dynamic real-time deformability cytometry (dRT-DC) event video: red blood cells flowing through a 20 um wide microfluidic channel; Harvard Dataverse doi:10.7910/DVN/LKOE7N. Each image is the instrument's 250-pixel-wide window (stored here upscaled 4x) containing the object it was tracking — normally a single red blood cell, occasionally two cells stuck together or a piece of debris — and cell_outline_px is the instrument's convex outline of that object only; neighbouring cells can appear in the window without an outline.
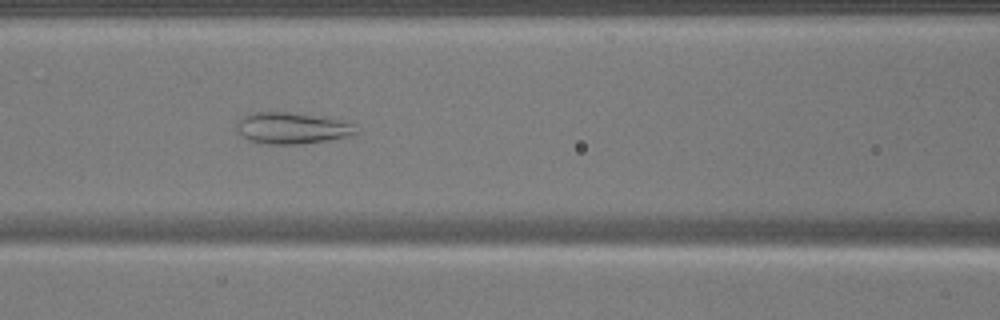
{"species": "common noctule bat (a hibernating species)", "species_latin": "Nyctalus noctula", "temperature_condition": "warm", "stored_images_in_passage": 46, "camera_frame_rate_fps": 3000, "um_per_image_px": 0.085, "animal": {"sex": "male", "body_mass_g": 17.9}, "frame": {"image": 1, "passage_image": 22, "time_ms": 7.0, "image_size_px": [1000, 320], "cell_outline_px": [[360, 132], [328, 140], [300, 144], [264, 144], [248, 140], [240, 136], [236, 132], [236, 124], [244, 116], [252, 112], [288, 112], [328, 116], [356, 124]], "centroid_in_image_um": [24.83, 10.88], "position_along_channel_um": 141.8, "area_um2": 22.31}}
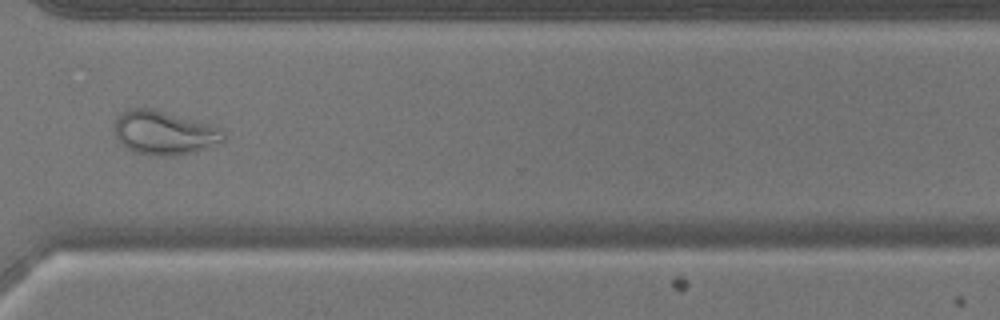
{"frame": {"image": 2, "passage_image": 38, "time_ms": 12.333, "image_size_px": [1000, 320], "cell_outline_px": [[224, 140], [220, 144], [196, 152], [176, 156], [148, 156], [136, 152], [120, 144], [116, 136], [116, 116], [120, 112], [128, 108], [156, 108], [208, 124], [220, 128], [224, 136]], "centroid_in_image_um": [13.95, 11.29], "position_along_channel_um": 356.6, "area_um2": 28.26}}
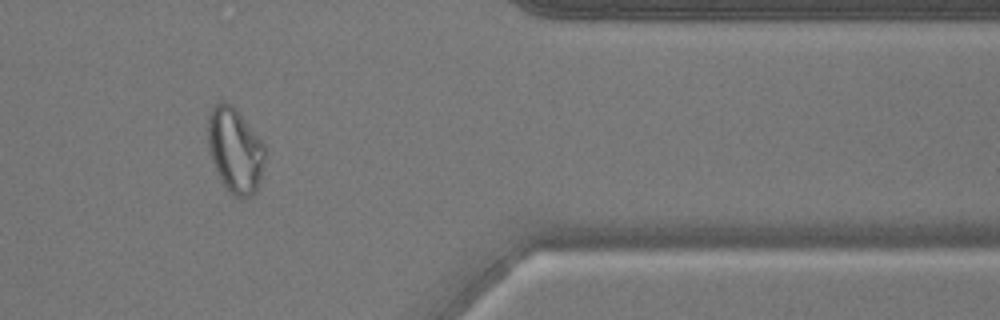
{"frame": {"image": 3, "passage_image": 42, "time_ms": 13.667, "image_size_px": [1000, 320], "cell_outline_px": [[268, 152], [260, 180], [256, 192], [248, 196], [236, 196], [228, 192], [212, 160], [208, 148], [208, 116], [212, 108], [220, 100], [224, 100], [232, 104], [264, 144]], "centroid_in_image_um": [20.0, 12.74], "position_along_channel_um": 391.4, "area_um2": 28.21}}